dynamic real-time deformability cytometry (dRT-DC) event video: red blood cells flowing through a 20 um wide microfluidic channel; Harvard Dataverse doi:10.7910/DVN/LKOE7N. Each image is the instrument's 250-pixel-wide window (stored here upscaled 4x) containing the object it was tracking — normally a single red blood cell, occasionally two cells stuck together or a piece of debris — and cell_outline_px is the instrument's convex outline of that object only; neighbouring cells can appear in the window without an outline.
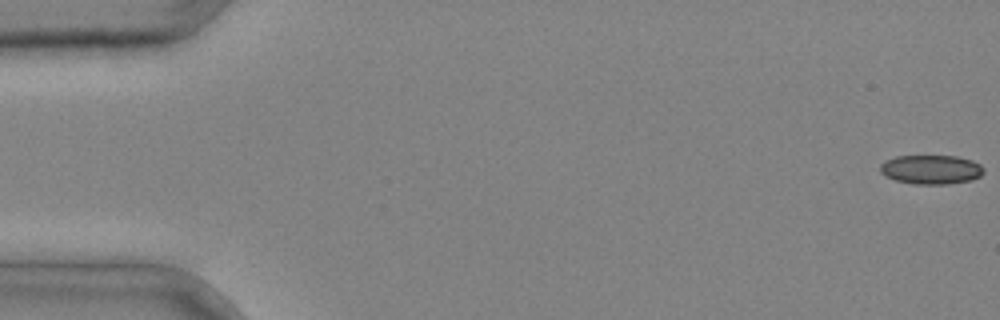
{"species": "common noctule bat (a hibernating species)", "species_latin": "Nyctalus noctula", "temperature_condition": "cold", "stored_images_in_passage": 4, "camera_frame_rate_fps": 3000, "um_per_image_px": 0.085, "animal": {"sex": "male", "body_mass_g": 20.4}, "frame": {"image": 1, "passage_image": 1, "time_ms": 0.0, "image_size_px": [1000, 320], "cell_outline_px": [[984, 172], [980, 176], [972, 180], [948, 184], [916, 184], [896, 180], [880, 172], [880, 164], [884, 160], [896, 156], [956, 156], [972, 160], [980, 164], [984, 168]], "centroid_in_image_um": [79.16, 14.4], "position_along_channel_um": 5.8, "area_um2": 17.63}}
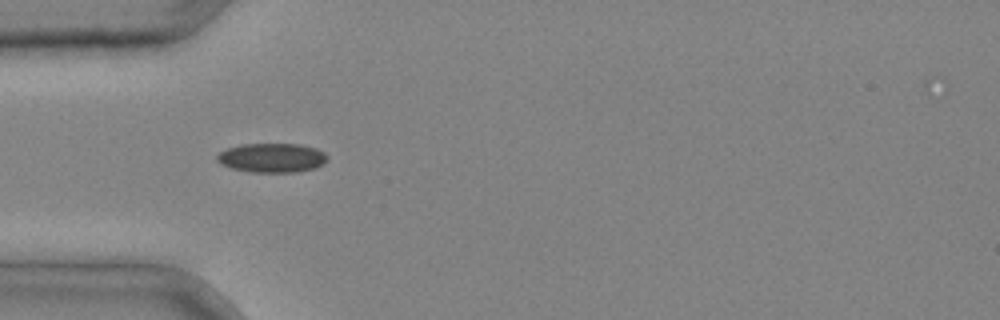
{"frame": {"image": 2, "passage_image": 3, "time_ms": 0.667, "image_size_px": [1000, 320], "cell_outline_px": [[328, 160], [324, 164], [316, 168], [296, 172], [252, 172], [232, 168], [220, 164], [216, 160], [216, 156], [220, 152], [228, 148], [240, 144], [300, 144], [316, 148], [324, 152], [328, 156]], "centroid_in_image_um": [23.14, 13.41], "position_along_channel_um": 61.9, "area_um2": 18.96}}